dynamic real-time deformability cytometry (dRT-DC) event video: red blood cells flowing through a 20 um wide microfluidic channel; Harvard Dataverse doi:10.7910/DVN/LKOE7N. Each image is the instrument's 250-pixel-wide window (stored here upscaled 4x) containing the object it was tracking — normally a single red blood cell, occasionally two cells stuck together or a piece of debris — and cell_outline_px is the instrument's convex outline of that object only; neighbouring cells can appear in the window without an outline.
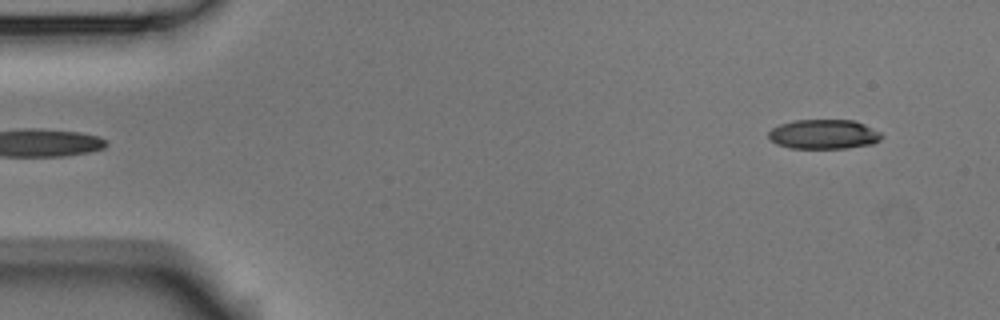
{"species": "Egyptian fruit bat (a non-hibernating species)", "species_latin": "Rousettus aegyptiacus", "temperature_condition": "room temperature", "stored_images_in_passage": 3, "segment_of_instrument_passage": [2, 2], "camera_frame_rate_fps": 3000, "um_per_image_px": 0.085, "animal": {"sex": "male"}, "frame": {"image": 1, "passage_image": 3, "time_ms": 0.667, "image_size_px": [1000, 320], "cell_outline_px": [[884, 136], [880, 140], [872, 144], [844, 148], [792, 148], [776, 144], [768, 136], [768, 132], [772, 128], [780, 124], [796, 120], [852, 120], [864, 124], [880, 132]], "centroid_in_image_um": [70.02, 11.41], "position_along_channel_um": 15.0, "area_um2": 19.36}}